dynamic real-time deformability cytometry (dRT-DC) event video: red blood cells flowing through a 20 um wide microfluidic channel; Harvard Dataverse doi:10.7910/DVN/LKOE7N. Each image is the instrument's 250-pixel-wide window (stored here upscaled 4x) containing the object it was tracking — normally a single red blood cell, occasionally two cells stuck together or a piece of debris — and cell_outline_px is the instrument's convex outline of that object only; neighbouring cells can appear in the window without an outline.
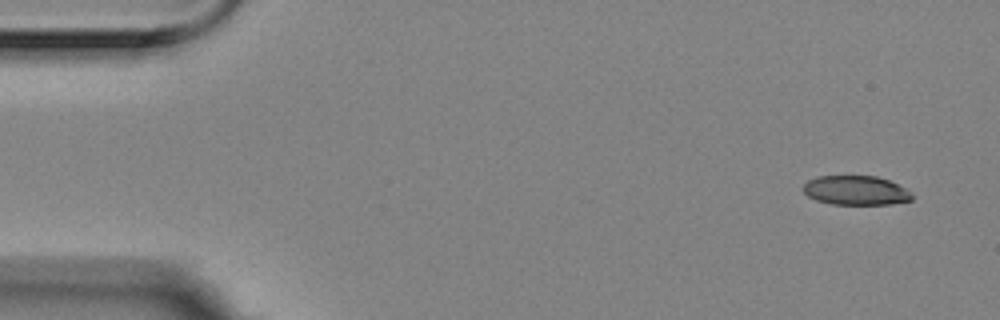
{"species": "Egyptian fruit bat (a non-hibernating species)", "species_latin": "Rousettus aegyptiacus", "temperature_condition": "room temperature", "stored_images_in_passage": 8, "camera_frame_rate_fps": 3000, "um_per_image_px": 0.085, "animal": {"sex": "female"}, "frame": {"image": 1, "passage_image": 1, "time_ms": 0.0, "image_size_px": [1000, 320], "cell_outline_px": [[912, 200], [892, 204], [832, 204], [816, 200], [808, 196], [804, 192], [804, 184], [808, 180], [816, 176], [876, 176], [888, 180], [904, 188], [912, 196]], "centroid_in_image_um": [72.71, 16.18], "position_along_channel_um": 12.3, "area_um2": 18.38}}
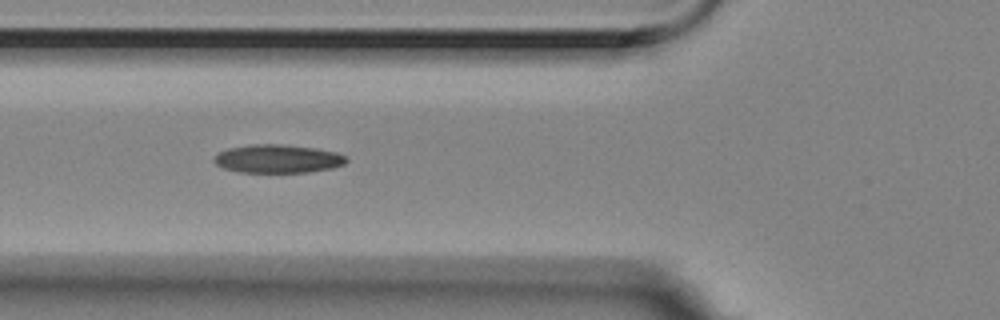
{"frame": {"image": 2, "passage_image": 6, "time_ms": 1.667, "image_size_px": [1000, 320], "cell_outline_px": [[348, 160], [344, 164], [332, 168], [308, 172], [240, 172], [224, 168], [216, 164], [212, 160], [220, 152], [228, 148], [252, 144], [284, 144], [316, 148], [336, 152], [348, 156]], "centroid_in_image_um": [23.64, 13.49], "position_along_channel_um": 102.2, "area_um2": 21.91}}
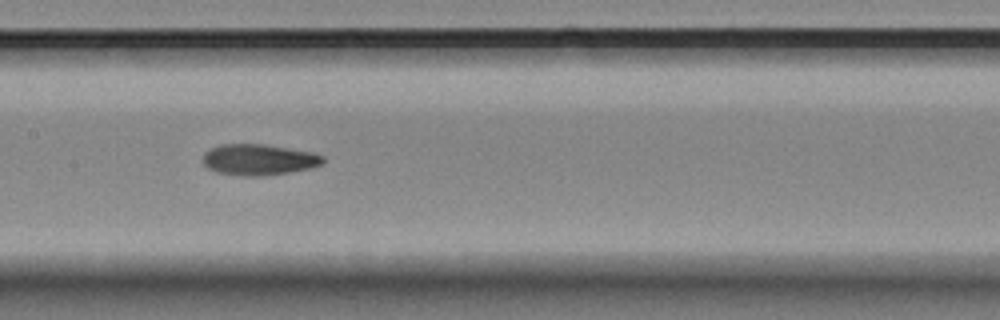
{"frame": {"image": 3, "passage_image": 8, "time_ms": 2.333, "image_size_px": [1000, 320], "cell_outline_px": [[324, 164], [312, 168], [288, 172], [260, 176], [248, 176], [216, 172], [208, 168], [204, 164], [204, 152], [208, 148], [220, 144], [264, 144], [312, 152], [324, 156]], "centroid_in_image_um": [22.0, 13.56], "position_along_channel_um": 185.4, "area_um2": 21.73}}